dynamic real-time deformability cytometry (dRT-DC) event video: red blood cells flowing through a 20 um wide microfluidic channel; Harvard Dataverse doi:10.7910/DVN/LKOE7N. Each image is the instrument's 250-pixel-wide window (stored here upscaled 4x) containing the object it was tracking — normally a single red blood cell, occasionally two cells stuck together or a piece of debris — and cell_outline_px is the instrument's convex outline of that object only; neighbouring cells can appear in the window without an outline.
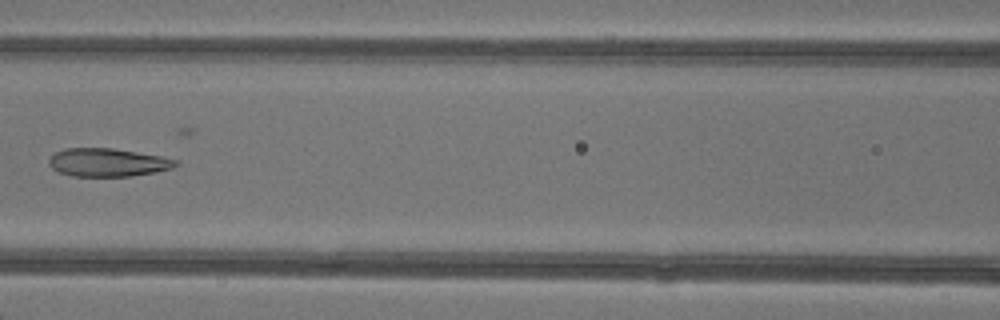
{"species": "common noctule bat (a hibernating species)", "species_latin": "Nyctalus noctula", "temperature_condition": "warm", "stored_images_in_passage": 7, "camera_frame_rate_fps": 3000, "um_per_image_px": 0.085, "animal": {"sex": "female"}, "frame": {"image": 1, "passage_image": 7, "time_ms": 7.0, "image_size_px": [1000, 320], "cell_outline_px": [[180, 164], [172, 168], [156, 172], [132, 176], [72, 176], [60, 172], [52, 168], [48, 164], [48, 160], [56, 152], [64, 148], [112, 148], [160, 156], [176, 160]], "centroid_in_image_um": [9.15, 13.81], "position_along_channel_um": 157.4, "area_um2": 20.75}}